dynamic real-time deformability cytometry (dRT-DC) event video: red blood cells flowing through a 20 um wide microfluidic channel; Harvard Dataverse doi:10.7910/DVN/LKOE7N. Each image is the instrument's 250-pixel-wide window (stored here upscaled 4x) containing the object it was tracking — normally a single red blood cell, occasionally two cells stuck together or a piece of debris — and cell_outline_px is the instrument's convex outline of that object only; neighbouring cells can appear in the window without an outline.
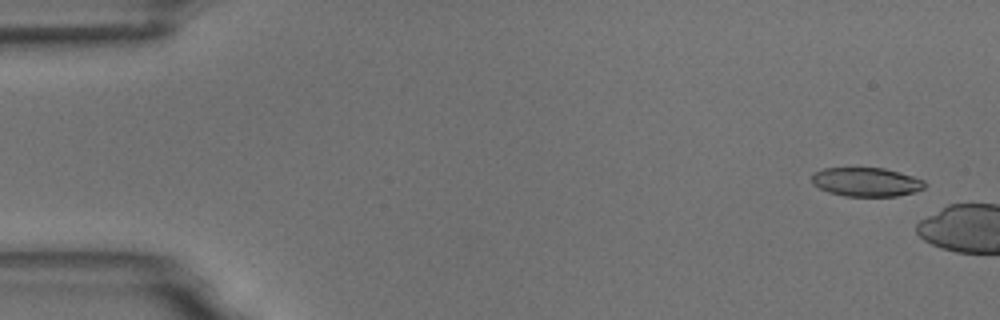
{"species": "common noctule bat (a hibernating species)", "species_latin": "Nyctalus noctula", "temperature_condition": "room temperature", "stored_images_in_passage": 3, "camera_frame_rate_fps": 3000, "um_per_image_px": 0.085, "animal": {"sex": "male", "body_mass_g": 18.8}, "frame": {"image": 1, "passage_image": 1, "time_ms": 0.0, "image_size_px": [1000, 320], "cell_outline_px": [[924, 188], [912, 192], [896, 196], [844, 196], [828, 192], [812, 184], [812, 176], [816, 172], [824, 168], [884, 168], [900, 172], [924, 180]], "centroid_in_image_um": [73.62, 15.47], "position_along_channel_um": 11.4, "area_um2": 18.84}}